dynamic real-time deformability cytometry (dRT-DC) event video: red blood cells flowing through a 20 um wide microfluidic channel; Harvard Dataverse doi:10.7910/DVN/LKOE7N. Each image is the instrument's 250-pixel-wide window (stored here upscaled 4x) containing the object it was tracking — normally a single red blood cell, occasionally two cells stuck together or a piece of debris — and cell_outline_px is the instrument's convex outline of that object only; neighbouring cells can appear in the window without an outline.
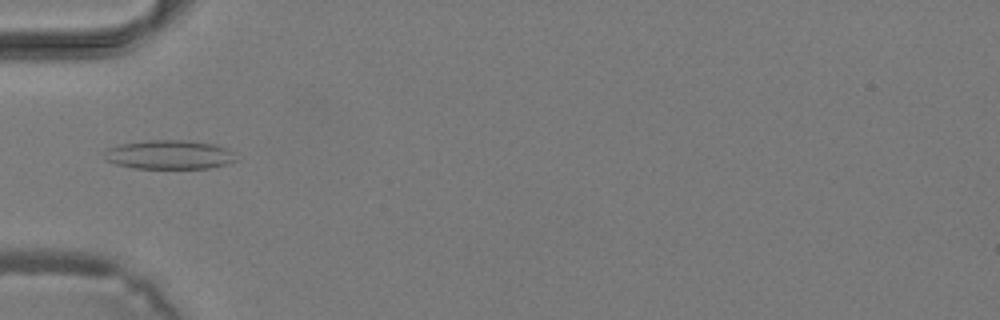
{"species": "common noctule bat (a hibernating species)", "species_latin": "Nyctalus noctula", "temperature_condition": "warm", "stored_images_in_passage": 37, "camera_frame_rate_fps": 3000, "um_per_image_px": 0.085, "animal": {"sex": "male", "body_mass_g": 19.2, "forearm_length_mm": 51.8}, "frame": {"image": 1, "passage_image": 11, "time_ms": 3.333, "image_size_px": [1000, 320], "cell_outline_px": [[236, 160], [228, 164], [208, 168], [136, 168], [116, 164], [104, 160], [104, 148], [120, 144], [144, 140], [188, 140], [216, 144], [228, 148], [232, 152]], "centroid_in_image_um": [14.36, 13.13], "position_along_channel_um": 70.6, "area_um2": 22.54}}
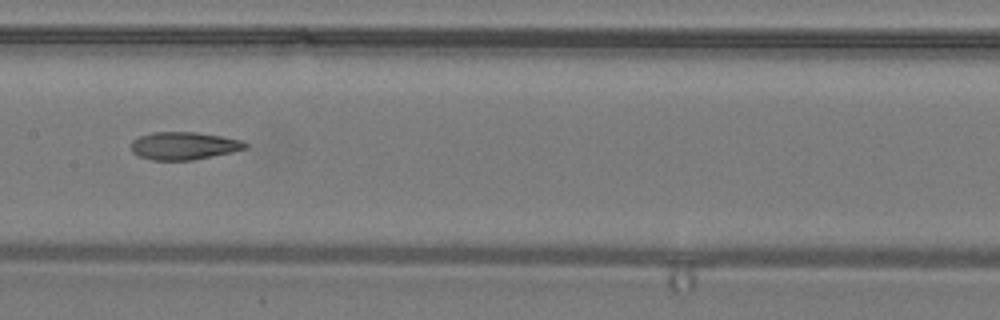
{"frame": {"image": 2, "passage_image": 18, "time_ms": 5.667, "image_size_px": [1000, 320], "cell_outline_px": [[248, 148], [232, 152], [192, 160], [152, 160], [140, 156], [132, 152], [132, 140], [140, 136], [152, 132], [196, 132], [220, 136], [240, 140], [248, 144]], "centroid_in_image_um": [15.63, 12.39], "position_along_channel_um": 191.8, "area_um2": 18.32}}
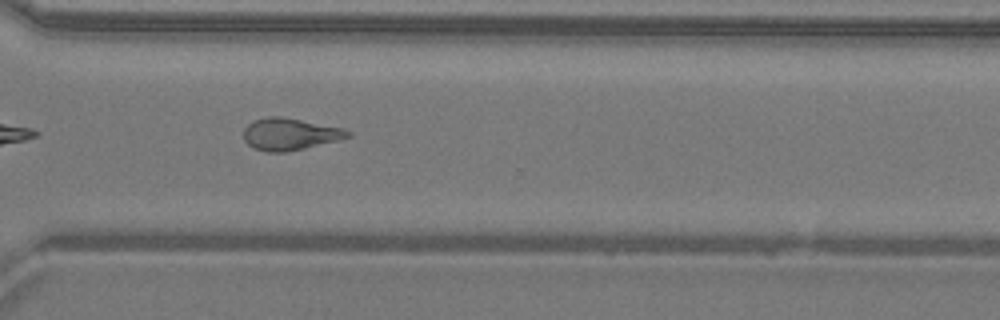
{"frame": {"image": 3, "passage_image": 27, "time_ms": 8.667, "image_size_px": [1000, 320], "cell_outline_px": [[352, 136], [304, 148], [284, 152], [264, 152], [252, 148], [244, 140], [244, 128], [252, 120], [268, 116], [280, 116], [344, 128], [352, 132]], "centroid_in_image_um": [24.6, 11.39], "position_along_channel_um": 346.0, "area_um2": 19.42}}